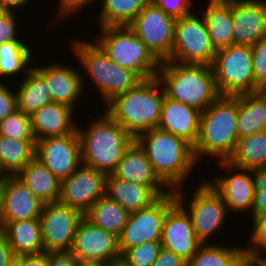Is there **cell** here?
I'll return each instance as SVG.
<instances>
[{
    "mask_svg": "<svg viewBox=\"0 0 266 266\" xmlns=\"http://www.w3.org/2000/svg\"><path fill=\"white\" fill-rule=\"evenodd\" d=\"M238 95L219 96L200 115L199 134L193 147L197 163L216 157L228 161L238 142Z\"/></svg>",
    "mask_w": 266,
    "mask_h": 266,
    "instance_id": "6da1fadb",
    "label": "cell"
},
{
    "mask_svg": "<svg viewBox=\"0 0 266 266\" xmlns=\"http://www.w3.org/2000/svg\"><path fill=\"white\" fill-rule=\"evenodd\" d=\"M165 93L157 77L141 80L135 87L115 96L105 112L134 139L158 127Z\"/></svg>",
    "mask_w": 266,
    "mask_h": 266,
    "instance_id": "7a4b0ae2",
    "label": "cell"
},
{
    "mask_svg": "<svg viewBox=\"0 0 266 266\" xmlns=\"http://www.w3.org/2000/svg\"><path fill=\"white\" fill-rule=\"evenodd\" d=\"M135 140L146 152L155 174L171 191L183 187L198 165L193 147L170 132L154 128Z\"/></svg>",
    "mask_w": 266,
    "mask_h": 266,
    "instance_id": "3957f363",
    "label": "cell"
},
{
    "mask_svg": "<svg viewBox=\"0 0 266 266\" xmlns=\"http://www.w3.org/2000/svg\"><path fill=\"white\" fill-rule=\"evenodd\" d=\"M89 120L87 128L77 127L81 145L82 164L112 174L122 159L123 152L134 138L105 111ZM84 129V130H83Z\"/></svg>",
    "mask_w": 266,
    "mask_h": 266,
    "instance_id": "277c9868",
    "label": "cell"
},
{
    "mask_svg": "<svg viewBox=\"0 0 266 266\" xmlns=\"http://www.w3.org/2000/svg\"><path fill=\"white\" fill-rule=\"evenodd\" d=\"M156 77L167 98L201 112L220 96L213 68L209 65L163 61Z\"/></svg>",
    "mask_w": 266,
    "mask_h": 266,
    "instance_id": "5b68a950",
    "label": "cell"
},
{
    "mask_svg": "<svg viewBox=\"0 0 266 266\" xmlns=\"http://www.w3.org/2000/svg\"><path fill=\"white\" fill-rule=\"evenodd\" d=\"M93 42L120 67L135 72L142 80L157 76L161 62L128 26H104Z\"/></svg>",
    "mask_w": 266,
    "mask_h": 266,
    "instance_id": "8992f818",
    "label": "cell"
},
{
    "mask_svg": "<svg viewBox=\"0 0 266 266\" xmlns=\"http://www.w3.org/2000/svg\"><path fill=\"white\" fill-rule=\"evenodd\" d=\"M71 45L75 60L81 63L80 66L99 90L104 105L142 80L135 72L111 61L93 41L76 39Z\"/></svg>",
    "mask_w": 266,
    "mask_h": 266,
    "instance_id": "52a82bcc",
    "label": "cell"
},
{
    "mask_svg": "<svg viewBox=\"0 0 266 266\" xmlns=\"http://www.w3.org/2000/svg\"><path fill=\"white\" fill-rule=\"evenodd\" d=\"M198 185L200 186L196 187L189 202L182 187L174 190V193L176 201L191 218L196 238L202 244H209L210 237L214 235L215 238L214 233L225 224L230 213L222 196L208 183V180Z\"/></svg>",
    "mask_w": 266,
    "mask_h": 266,
    "instance_id": "ba28073f",
    "label": "cell"
},
{
    "mask_svg": "<svg viewBox=\"0 0 266 266\" xmlns=\"http://www.w3.org/2000/svg\"><path fill=\"white\" fill-rule=\"evenodd\" d=\"M212 68L221 96L256 92L250 45L233 44L217 50Z\"/></svg>",
    "mask_w": 266,
    "mask_h": 266,
    "instance_id": "9c48e42d",
    "label": "cell"
},
{
    "mask_svg": "<svg viewBox=\"0 0 266 266\" xmlns=\"http://www.w3.org/2000/svg\"><path fill=\"white\" fill-rule=\"evenodd\" d=\"M195 13L176 19L174 45L168 61L212 66L217 51L211 43L203 16Z\"/></svg>",
    "mask_w": 266,
    "mask_h": 266,
    "instance_id": "30bf717a",
    "label": "cell"
},
{
    "mask_svg": "<svg viewBox=\"0 0 266 266\" xmlns=\"http://www.w3.org/2000/svg\"><path fill=\"white\" fill-rule=\"evenodd\" d=\"M176 202V195L171 191L149 207L129 213L127 223L118 236L121 255L127 249L146 242H160L165 216Z\"/></svg>",
    "mask_w": 266,
    "mask_h": 266,
    "instance_id": "8fae6325",
    "label": "cell"
},
{
    "mask_svg": "<svg viewBox=\"0 0 266 266\" xmlns=\"http://www.w3.org/2000/svg\"><path fill=\"white\" fill-rule=\"evenodd\" d=\"M176 19L150 0L128 27L160 61H168L174 45Z\"/></svg>",
    "mask_w": 266,
    "mask_h": 266,
    "instance_id": "7c38bea8",
    "label": "cell"
},
{
    "mask_svg": "<svg viewBox=\"0 0 266 266\" xmlns=\"http://www.w3.org/2000/svg\"><path fill=\"white\" fill-rule=\"evenodd\" d=\"M84 214L59 202L43 204L39 217L44 252L70 251Z\"/></svg>",
    "mask_w": 266,
    "mask_h": 266,
    "instance_id": "4fadbf2b",
    "label": "cell"
},
{
    "mask_svg": "<svg viewBox=\"0 0 266 266\" xmlns=\"http://www.w3.org/2000/svg\"><path fill=\"white\" fill-rule=\"evenodd\" d=\"M35 158L60 180L68 178L82 164L78 133L36 141Z\"/></svg>",
    "mask_w": 266,
    "mask_h": 266,
    "instance_id": "5bb4252c",
    "label": "cell"
},
{
    "mask_svg": "<svg viewBox=\"0 0 266 266\" xmlns=\"http://www.w3.org/2000/svg\"><path fill=\"white\" fill-rule=\"evenodd\" d=\"M106 175L81 164L68 178L61 180L58 202L83 214L105 195Z\"/></svg>",
    "mask_w": 266,
    "mask_h": 266,
    "instance_id": "9a60e30c",
    "label": "cell"
},
{
    "mask_svg": "<svg viewBox=\"0 0 266 266\" xmlns=\"http://www.w3.org/2000/svg\"><path fill=\"white\" fill-rule=\"evenodd\" d=\"M70 252L78 261L107 264L121 258L118 237L94 225L85 217L78 224Z\"/></svg>",
    "mask_w": 266,
    "mask_h": 266,
    "instance_id": "2e32d148",
    "label": "cell"
},
{
    "mask_svg": "<svg viewBox=\"0 0 266 266\" xmlns=\"http://www.w3.org/2000/svg\"><path fill=\"white\" fill-rule=\"evenodd\" d=\"M217 163L222 170L229 172L230 176H216L208 183L222 196L229 213H249L248 211L251 213L254 201V181L251 170L235 167L228 161H217Z\"/></svg>",
    "mask_w": 266,
    "mask_h": 266,
    "instance_id": "e0dca14e",
    "label": "cell"
},
{
    "mask_svg": "<svg viewBox=\"0 0 266 266\" xmlns=\"http://www.w3.org/2000/svg\"><path fill=\"white\" fill-rule=\"evenodd\" d=\"M160 242L163 248L174 252L186 262L202 244L196 238L189 214L178 202L167 211Z\"/></svg>",
    "mask_w": 266,
    "mask_h": 266,
    "instance_id": "ac0fdd59",
    "label": "cell"
},
{
    "mask_svg": "<svg viewBox=\"0 0 266 266\" xmlns=\"http://www.w3.org/2000/svg\"><path fill=\"white\" fill-rule=\"evenodd\" d=\"M33 67L45 78L52 101L69 106L76 111V103L83 98V90L86 89L84 88L86 77L83 70L80 71L68 65L64 66L55 61L47 65L38 64Z\"/></svg>",
    "mask_w": 266,
    "mask_h": 266,
    "instance_id": "d6986e66",
    "label": "cell"
},
{
    "mask_svg": "<svg viewBox=\"0 0 266 266\" xmlns=\"http://www.w3.org/2000/svg\"><path fill=\"white\" fill-rule=\"evenodd\" d=\"M1 194L4 223L39 219L43 203L16 175H5L3 177Z\"/></svg>",
    "mask_w": 266,
    "mask_h": 266,
    "instance_id": "ffe728a7",
    "label": "cell"
},
{
    "mask_svg": "<svg viewBox=\"0 0 266 266\" xmlns=\"http://www.w3.org/2000/svg\"><path fill=\"white\" fill-rule=\"evenodd\" d=\"M234 44L254 45L266 35V0H232Z\"/></svg>",
    "mask_w": 266,
    "mask_h": 266,
    "instance_id": "44dd1931",
    "label": "cell"
},
{
    "mask_svg": "<svg viewBox=\"0 0 266 266\" xmlns=\"http://www.w3.org/2000/svg\"><path fill=\"white\" fill-rule=\"evenodd\" d=\"M112 175L151 187L160 197L171 192L155 174L146 152L135 139L123 152L122 159Z\"/></svg>",
    "mask_w": 266,
    "mask_h": 266,
    "instance_id": "7402d4cb",
    "label": "cell"
},
{
    "mask_svg": "<svg viewBox=\"0 0 266 266\" xmlns=\"http://www.w3.org/2000/svg\"><path fill=\"white\" fill-rule=\"evenodd\" d=\"M200 115L198 109L165 96L157 128L182 138L194 147L199 134Z\"/></svg>",
    "mask_w": 266,
    "mask_h": 266,
    "instance_id": "603a6c76",
    "label": "cell"
},
{
    "mask_svg": "<svg viewBox=\"0 0 266 266\" xmlns=\"http://www.w3.org/2000/svg\"><path fill=\"white\" fill-rule=\"evenodd\" d=\"M74 111L69 106L52 102L33 112L30 120L35 140L77 132Z\"/></svg>",
    "mask_w": 266,
    "mask_h": 266,
    "instance_id": "cb8c5ba5",
    "label": "cell"
},
{
    "mask_svg": "<svg viewBox=\"0 0 266 266\" xmlns=\"http://www.w3.org/2000/svg\"><path fill=\"white\" fill-rule=\"evenodd\" d=\"M105 195L117 202L129 213L147 208L160 198L151 187L122 180L112 174L106 175Z\"/></svg>",
    "mask_w": 266,
    "mask_h": 266,
    "instance_id": "d4e9b609",
    "label": "cell"
},
{
    "mask_svg": "<svg viewBox=\"0 0 266 266\" xmlns=\"http://www.w3.org/2000/svg\"><path fill=\"white\" fill-rule=\"evenodd\" d=\"M201 14L216 51L234 44L232 0H208Z\"/></svg>",
    "mask_w": 266,
    "mask_h": 266,
    "instance_id": "484cf974",
    "label": "cell"
},
{
    "mask_svg": "<svg viewBox=\"0 0 266 266\" xmlns=\"http://www.w3.org/2000/svg\"><path fill=\"white\" fill-rule=\"evenodd\" d=\"M16 176L43 204L58 202L61 180L37 158L29 162Z\"/></svg>",
    "mask_w": 266,
    "mask_h": 266,
    "instance_id": "4316f807",
    "label": "cell"
},
{
    "mask_svg": "<svg viewBox=\"0 0 266 266\" xmlns=\"http://www.w3.org/2000/svg\"><path fill=\"white\" fill-rule=\"evenodd\" d=\"M2 233L8 239L15 256L44 252L39 219L20 220L3 224Z\"/></svg>",
    "mask_w": 266,
    "mask_h": 266,
    "instance_id": "83f0119b",
    "label": "cell"
},
{
    "mask_svg": "<svg viewBox=\"0 0 266 266\" xmlns=\"http://www.w3.org/2000/svg\"><path fill=\"white\" fill-rule=\"evenodd\" d=\"M20 82L16 89L17 109L25 114L31 115L53 102L45 78L33 66Z\"/></svg>",
    "mask_w": 266,
    "mask_h": 266,
    "instance_id": "f1b7e54d",
    "label": "cell"
},
{
    "mask_svg": "<svg viewBox=\"0 0 266 266\" xmlns=\"http://www.w3.org/2000/svg\"><path fill=\"white\" fill-rule=\"evenodd\" d=\"M265 130L266 102L256 92L238 95V137L242 138Z\"/></svg>",
    "mask_w": 266,
    "mask_h": 266,
    "instance_id": "f546056e",
    "label": "cell"
},
{
    "mask_svg": "<svg viewBox=\"0 0 266 266\" xmlns=\"http://www.w3.org/2000/svg\"><path fill=\"white\" fill-rule=\"evenodd\" d=\"M36 140H18L0 135V169L16 175L35 158Z\"/></svg>",
    "mask_w": 266,
    "mask_h": 266,
    "instance_id": "4dcf8cb0",
    "label": "cell"
},
{
    "mask_svg": "<svg viewBox=\"0 0 266 266\" xmlns=\"http://www.w3.org/2000/svg\"><path fill=\"white\" fill-rule=\"evenodd\" d=\"M129 212L106 195L100 197L84 214L94 225L117 237L127 223Z\"/></svg>",
    "mask_w": 266,
    "mask_h": 266,
    "instance_id": "1f68e13d",
    "label": "cell"
},
{
    "mask_svg": "<svg viewBox=\"0 0 266 266\" xmlns=\"http://www.w3.org/2000/svg\"><path fill=\"white\" fill-rule=\"evenodd\" d=\"M228 162L248 170L266 167V130L239 138Z\"/></svg>",
    "mask_w": 266,
    "mask_h": 266,
    "instance_id": "d6a6232c",
    "label": "cell"
},
{
    "mask_svg": "<svg viewBox=\"0 0 266 266\" xmlns=\"http://www.w3.org/2000/svg\"><path fill=\"white\" fill-rule=\"evenodd\" d=\"M150 0H102L98 27L128 26Z\"/></svg>",
    "mask_w": 266,
    "mask_h": 266,
    "instance_id": "836d02e7",
    "label": "cell"
},
{
    "mask_svg": "<svg viewBox=\"0 0 266 266\" xmlns=\"http://www.w3.org/2000/svg\"><path fill=\"white\" fill-rule=\"evenodd\" d=\"M31 47L26 45L24 41H10L7 43H0V76L9 79L12 76L26 73L32 68L28 63L32 60ZM29 67H28V66ZM1 82V80H0Z\"/></svg>",
    "mask_w": 266,
    "mask_h": 266,
    "instance_id": "e575fe53",
    "label": "cell"
},
{
    "mask_svg": "<svg viewBox=\"0 0 266 266\" xmlns=\"http://www.w3.org/2000/svg\"><path fill=\"white\" fill-rule=\"evenodd\" d=\"M244 254V247H236L234 244L226 247L210 242L200 245L187 266H234Z\"/></svg>",
    "mask_w": 266,
    "mask_h": 266,
    "instance_id": "d590c367",
    "label": "cell"
},
{
    "mask_svg": "<svg viewBox=\"0 0 266 266\" xmlns=\"http://www.w3.org/2000/svg\"><path fill=\"white\" fill-rule=\"evenodd\" d=\"M0 135L18 140H35L30 115L15 109L4 120L0 121Z\"/></svg>",
    "mask_w": 266,
    "mask_h": 266,
    "instance_id": "8d00e7d4",
    "label": "cell"
},
{
    "mask_svg": "<svg viewBox=\"0 0 266 266\" xmlns=\"http://www.w3.org/2000/svg\"><path fill=\"white\" fill-rule=\"evenodd\" d=\"M162 248L161 242H146L127 249L121 258L130 266H151Z\"/></svg>",
    "mask_w": 266,
    "mask_h": 266,
    "instance_id": "74e56055",
    "label": "cell"
},
{
    "mask_svg": "<svg viewBox=\"0 0 266 266\" xmlns=\"http://www.w3.org/2000/svg\"><path fill=\"white\" fill-rule=\"evenodd\" d=\"M253 230H251L250 243L252 246L245 247V254L260 259L266 255V215H262L251 221Z\"/></svg>",
    "mask_w": 266,
    "mask_h": 266,
    "instance_id": "f35d334b",
    "label": "cell"
},
{
    "mask_svg": "<svg viewBox=\"0 0 266 266\" xmlns=\"http://www.w3.org/2000/svg\"><path fill=\"white\" fill-rule=\"evenodd\" d=\"M254 181L253 219L266 214V167L251 169Z\"/></svg>",
    "mask_w": 266,
    "mask_h": 266,
    "instance_id": "ab89813d",
    "label": "cell"
},
{
    "mask_svg": "<svg viewBox=\"0 0 266 266\" xmlns=\"http://www.w3.org/2000/svg\"><path fill=\"white\" fill-rule=\"evenodd\" d=\"M254 82L259 85L266 80V35L251 46Z\"/></svg>",
    "mask_w": 266,
    "mask_h": 266,
    "instance_id": "60d3db41",
    "label": "cell"
},
{
    "mask_svg": "<svg viewBox=\"0 0 266 266\" xmlns=\"http://www.w3.org/2000/svg\"><path fill=\"white\" fill-rule=\"evenodd\" d=\"M16 12L0 11V43L24 41L18 37Z\"/></svg>",
    "mask_w": 266,
    "mask_h": 266,
    "instance_id": "b9f144b4",
    "label": "cell"
},
{
    "mask_svg": "<svg viewBox=\"0 0 266 266\" xmlns=\"http://www.w3.org/2000/svg\"><path fill=\"white\" fill-rule=\"evenodd\" d=\"M167 15L178 19L194 12L190 8L194 0H153Z\"/></svg>",
    "mask_w": 266,
    "mask_h": 266,
    "instance_id": "7bdbcfd3",
    "label": "cell"
},
{
    "mask_svg": "<svg viewBox=\"0 0 266 266\" xmlns=\"http://www.w3.org/2000/svg\"><path fill=\"white\" fill-rule=\"evenodd\" d=\"M4 84L0 82V121L17 109L16 90Z\"/></svg>",
    "mask_w": 266,
    "mask_h": 266,
    "instance_id": "ee69618b",
    "label": "cell"
},
{
    "mask_svg": "<svg viewBox=\"0 0 266 266\" xmlns=\"http://www.w3.org/2000/svg\"><path fill=\"white\" fill-rule=\"evenodd\" d=\"M95 0H59L58 10L55 17L58 21L61 19H66L67 17L73 16L74 14L83 11V9L88 7L87 5L94 3ZM83 8V9H82Z\"/></svg>",
    "mask_w": 266,
    "mask_h": 266,
    "instance_id": "f6af8a7d",
    "label": "cell"
},
{
    "mask_svg": "<svg viewBox=\"0 0 266 266\" xmlns=\"http://www.w3.org/2000/svg\"><path fill=\"white\" fill-rule=\"evenodd\" d=\"M151 266H187V262L174 252L162 247Z\"/></svg>",
    "mask_w": 266,
    "mask_h": 266,
    "instance_id": "bcb514c9",
    "label": "cell"
},
{
    "mask_svg": "<svg viewBox=\"0 0 266 266\" xmlns=\"http://www.w3.org/2000/svg\"><path fill=\"white\" fill-rule=\"evenodd\" d=\"M78 262L70 251L48 252L49 266H77Z\"/></svg>",
    "mask_w": 266,
    "mask_h": 266,
    "instance_id": "7dc6e473",
    "label": "cell"
},
{
    "mask_svg": "<svg viewBox=\"0 0 266 266\" xmlns=\"http://www.w3.org/2000/svg\"><path fill=\"white\" fill-rule=\"evenodd\" d=\"M15 257L6 236L0 232V266H7Z\"/></svg>",
    "mask_w": 266,
    "mask_h": 266,
    "instance_id": "c3c4849f",
    "label": "cell"
},
{
    "mask_svg": "<svg viewBox=\"0 0 266 266\" xmlns=\"http://www.w3.org/2000/svg\"><path fill=\"white\" fill-rule=\"evenodd\" d=\"M22 266H49L48 252L22 255Z\"/></svg>",
    "mask_w": 266,
    "mask_h": 266,
    "instance_id": "681fc988",
    "label": "cell"
},
{
    "mask_svg": "<svg viewBox=\"0 0 266 266\" xmlns=\"http://www.w3.org/2000/svg\"><path fill=\"white\" fill-rule=\"evenodd\" d=\"M30 1L31 0H0V11L15 12L17 10L18 12L20 8L27 7Z\"/></svg>",
    "mask_w": 266,
    "mask_h": 266,
    "instance_id": "f907efd6",
    "label": "cell"
},
{
    "mask_svg": "<svg viewBox=\"0 0 266 266\" xmlns=\"http://www.w3.org/2000/svg\"><path fill=\"white\" fill-rule=\"evenodd\" d=\"M234 266H264L262 261L258 258L250 257L244 254Z\"/></svg>",
    "mask_w": 266,
    "mask_h": 266,
    "instance_id": "816d5d0a",
    "label": "cell"
},
{
    "mask_svg": "<svg viewBox=\"0 0 266 266\" xmlns=\"http://www.w3.org/2000/svg\"><path fill=\"white\" fill-rule=\"evenodd\" d=\"M256 93L266 102V80L257 86Z\"/></svg>",
    "mask_w": 266,
    "mask_h": 266,
    "instance_id": "f5cc1de1",
    "label": "cell"
},
{
    "mask_svg": "<svg viewBox=\"0 0 266 266\" xmlns=\"http://www.w3.org/2000/svg\"><path fill=\"white\" fill-rule=\"evenodd\" d=\"M77 266H106V263L92 262V261H79Z\"/></svg>",
    "mask_w": 266,
    "mask_h": 266,
    "instance_id": "db71d44e",
    "label": "cell"
},
{
    "mask_svg": "<svg viewBox=\"0 0 266 266\" xmlns=\"http://www.w3.org/2000/svg\"><path fill=\"white\" fill-rule=\"evenodd\" d=\"M106 266H130L122 258L113 260L106 264Z\"/></svg>",
    "mask_w": 266,
    "mask_h": 266,
    "instance_id": "11a10c76",
    "label": "cell"
},
{
    "mask_svg": "<svg viewBox=\"0 0 266 266\" xmlns=\"http://www.w3.org/2000/svg\"><path fill=\"white\" fill-rule=\"evenodd\" d=\"M3 203H2V194H1V188H0V232L3 231Z\"/></svg>",
    "mask_w": 266,
    "mask_h": 266,
    "instance_id": "9f6ffc18",
    "label": "cell"
},
{
    "mask_svg": "<svg viewBox=\"0 0 266 266\" xmlns=\"http://www.w3.org/2000/svg\"><path fill=\"white\" fill-rule=\"evenodd\" d=\"M7 266H22V255L15 256Z\"/></svg>",
    "mask_w": 266,
    "mask_h": 266,
    "instance_id": "6f0895ef",
    "label": "cell"
},
{
    "mask_svg": "<svg viewBox=\"0 0 266 266\" xmlns=\"http://www.w3.org/2000/svg\"><path fill=\"white\" fill-rule=\"evenodd\" d=\"M265 256H263V257L260 258V260L262 261V263H263L264 266H266V257Z\"/></svg>",
    "mask_w": 266,
    "mask_h": 266,
    "instance_id": "680465c9",
    "label": "cell"
},
{
    "mask_svg": "<svg viewBox=\"0 0 266 266\" xmlns=\"http://www.w3.org/2000/svg\"><path fill=\"white\" fill-rule=\"evenodd\" d=\"M4 176H5L4 174H0V188H1V183H2V180H3Z\"/></svg>",
    "mask_w": 266,
    "mask_h": 266,
    "instance_id": "91938a15",
    "label": "cell"
}]
</instances>
